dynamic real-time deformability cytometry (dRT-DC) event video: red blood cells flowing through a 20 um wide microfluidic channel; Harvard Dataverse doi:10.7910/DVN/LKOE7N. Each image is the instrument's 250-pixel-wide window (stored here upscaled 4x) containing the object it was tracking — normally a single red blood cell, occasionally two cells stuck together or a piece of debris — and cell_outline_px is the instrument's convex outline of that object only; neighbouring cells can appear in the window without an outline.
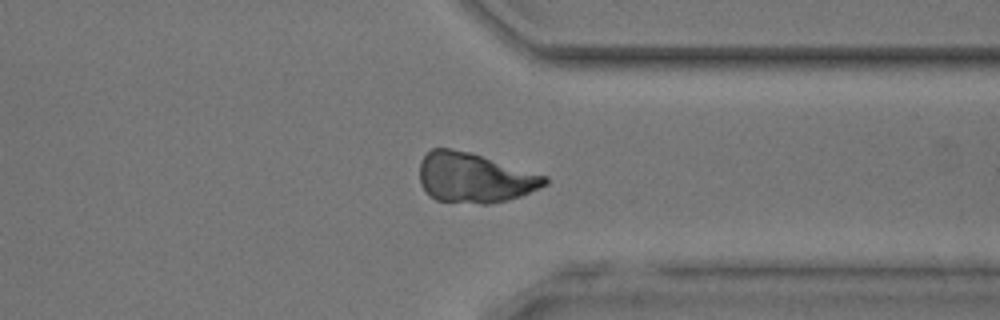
{"species": "common noctule bat (a hibernating species)", "species_latin": "Nyctalus noctula", "temperature_condition": "room temperature", "stored_images_in_passage": 44, "camera_frame_rate_fps": 3000, "um_per_image_px": 0.085, "animal": {"sex": "male", "body_mass_g": 17.9, "forearm_length_mm": 54.2}, "frame": {"image": 1, "passage_image": 34, "time_ms": 11.0, "image_size_px": [1000, 320], "cell_outline_px": [[548, 184], [540, 188], [520, 196], [508, 200], [488, 204], [480, 204], [436, 200], [428, 196], [420, 184], [420, 160], [432, 148], [452, 148], [472, 152], [548, 176]], "centroid_in_image_um": [40.33, 15.1], "position_along_channel_um": 371.1, "area_um2": 36.82}}
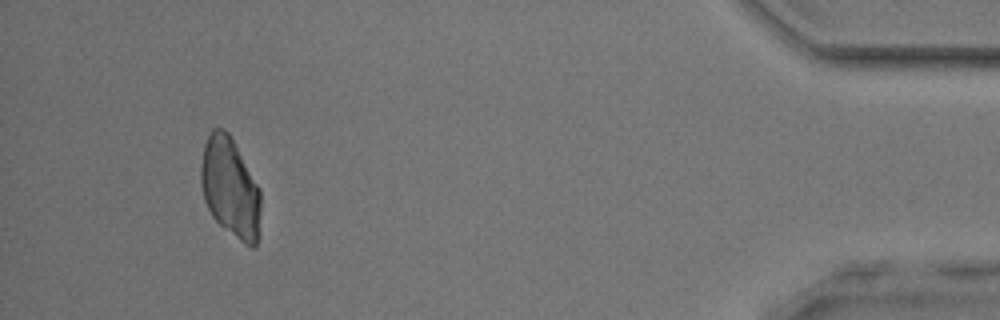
{"frame": {"image": 2, "passage_image": 41, "time_ms": 13.333, "image_size_px": [1000, 320], "cell_outline_px": [[260, 208], [256, 244], [252, 248], [244, 244], [220, 224], [212, 216], [204, 200], [200, 184], [200, 164], [204, 144], [212, 128], [224, 128], [228, 132], [260, 188]], "centroid_in_image_um": [19.54, 15.92], "position_along_channel_um": 415.7, "area_um2": 34.56}}